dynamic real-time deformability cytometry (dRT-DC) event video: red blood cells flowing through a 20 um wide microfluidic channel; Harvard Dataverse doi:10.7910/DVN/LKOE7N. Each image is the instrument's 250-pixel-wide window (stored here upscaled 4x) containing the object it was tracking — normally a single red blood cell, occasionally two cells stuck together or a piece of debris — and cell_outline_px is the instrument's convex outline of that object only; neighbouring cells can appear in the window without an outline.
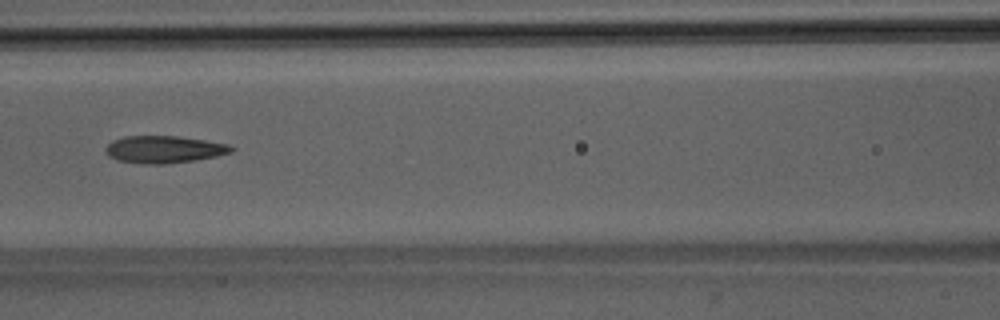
{"species": "Egyptian fruit bat (a non-hibernating species)", "species_latin": "Rousettus aegyptiacus", "temperature_condition": "room temperature", "stored_images_in_passage": 8, "camera_frame_rate_fps": 3000, "um_per_image_px": 0.085, "animal": {"sex": "male"}, "frame": {"image": 1, "passage_image": 7, "time_ms": 7.0, "image_size_px": [1000, 320], "cell_outline_px": [[236, 148], [232, 152], [216, 156], [196, 160], [164, 164], [144, 164], [116, 160], [108, 156], [104, 148], [112, 140], [124, 136], [176, 136], [204, 140], [228, 144]], "centroid_in_image_um": [13.92, 12.7], "position_along_channel_um": 152.7, "area_um2": 20.06}}